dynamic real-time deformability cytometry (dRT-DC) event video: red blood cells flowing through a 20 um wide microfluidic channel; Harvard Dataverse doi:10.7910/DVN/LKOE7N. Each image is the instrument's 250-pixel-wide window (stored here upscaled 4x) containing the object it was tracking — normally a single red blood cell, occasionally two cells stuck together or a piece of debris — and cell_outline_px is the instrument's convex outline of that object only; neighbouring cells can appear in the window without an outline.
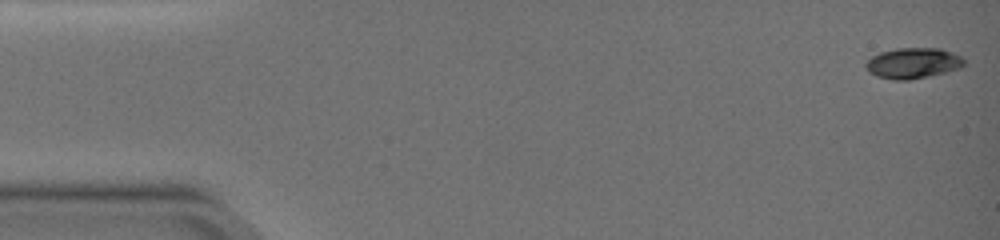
{"species": "common noctule bat (a hibernating species)", "species_latin": "Nyctalus noctula", "temperature_condition": "warm", "stored_images_in_passage": 51, "camera_frame_rate_fps": 3000, "um_per_image_px": 0.085, "animal": {"sex": "female", "body_mass_g": 19.0, "forearm_length_mm": 51.5}, "frame": {"image": 1, "passage_image": 1, "time_ms": 0.0, "image_size_px": [1000, 240], "cell_outline_px": [[964, 64], [960, 68], [928, 76], [908, 80], [896, 80], [876, 76], [868, 72], [864, 64], [872, 56], [880, 52], [896, 48], [940, 48], [952, 52], [960, 56], [964, 60]], "centroid_in_image_um": [77.57, 5.36], "position_along_channel_um": 7.4, "area_um2": 17.51}}
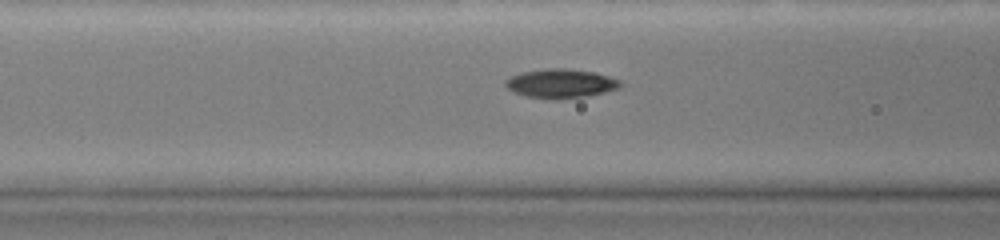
{"frame": {"image": 2, "passage_image": 21, "time_ms": 6.667, "image_size_px": [1000, 240], "cell_outline_px": [[624, 84], [620, 88], [588, 96], [560, 100], [556, 100], [528, 96], [512, 92], [504, 84], [504, 80], [512, 76], [524, 72], [544, 68], [564, 68], [592, 72], [608, 76], [620, 80]], "centroid_in_image_um": [47.67, 7.11], "position_along_channel_um": 118.9, "area_um2": 19.54}}
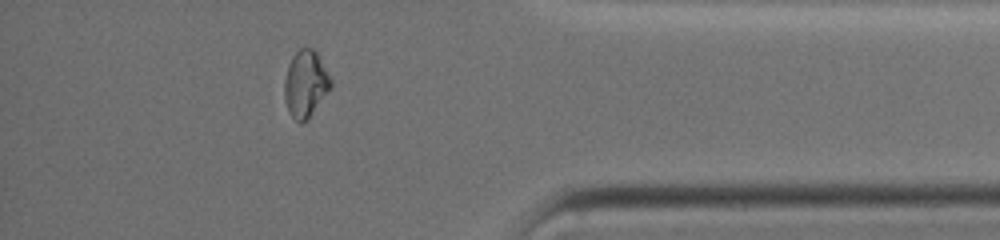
{"frame": {"image": 3, "passage_image": 45, "time_ms": 14.667, "image_size_px": [1000, 240], "cell_outline_px": [[332, 88], [308, 120], [300, 124], [288, 112], [284, 96], [284, 80], [288, 64], [292, 56], [300, 48], [312, 48], [316, 52], [332, 80]], "centroid_in_image_um": [25.97, 7.16], "position_along_channel_um": 409.2, "area_um2": 18.26}, "authors_computed_cell_mechanics": {"area_um2": 18.2648, "velocity_mm_per_s": 3.8094, "shape_relaxation_time_tau1_ms": 7.6313, "shape_relaxation_time_tau2_ms": 1.2114, "deformation_change_tau1": 0.2422, "deformation_change_tau2": 0.0347}}